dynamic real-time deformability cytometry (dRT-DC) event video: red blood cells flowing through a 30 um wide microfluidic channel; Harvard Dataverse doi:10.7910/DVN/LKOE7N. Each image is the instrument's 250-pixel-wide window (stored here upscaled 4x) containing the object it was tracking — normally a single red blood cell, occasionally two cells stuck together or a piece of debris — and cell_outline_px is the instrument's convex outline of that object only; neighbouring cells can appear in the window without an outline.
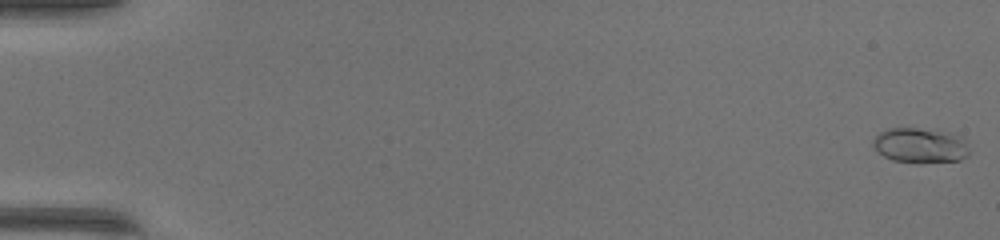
{"species": "common noctule bat (a hibernating species)", "species_latin": "Nyctalus noctula", "temperature_condition": "warm", "stored_images_in_passage": 50, "camera_frame_rate_fps": 3000, "um_per_image_px": 0.085, "animal": {"sex": "female", "body_mass_g": 17.0, "forearm_length_mm": 48.0}, "frame": {"image": 1, "passage_image": 1, "time_ms": 0.0, "image_size_px": [1000, 240], "cell_outline_px": [[968, 156], [960, 160], [892, 160], [884, 156], [872, 144], [872, 140], [880, 132], [888, 128], [916, 128], [948, 132], [964, 136], [968, 148]], "centroid_in_image_um": [78.24, 12.3], "position_along_channel_um": 6.8, "area_um2": 18.96}}
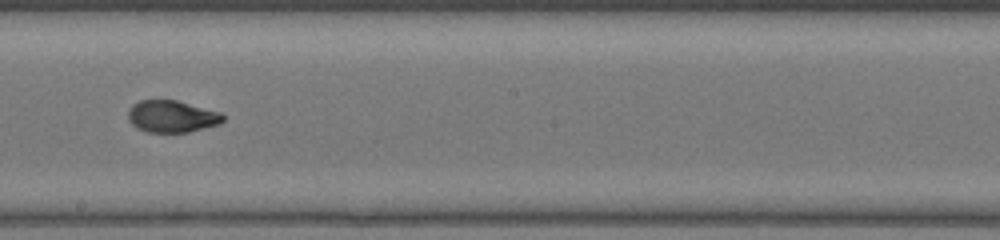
{"frame": {"image": 2, "passage_image": 30, "time_ms": 9.667, "image_size_px": [1000, 240], "cell_outline_px": [[224, 120], [220, 124], [188, 132], [148, 132], [136, 128], [128, 120], [128, 108], [132, 104], [140, 100], [176, 100], [220, 112], [224, 116]], "centroid_in_image_um": [14.58, 9.89], "position_along_channel_um": 233.6, "area_um2": 17.74}}
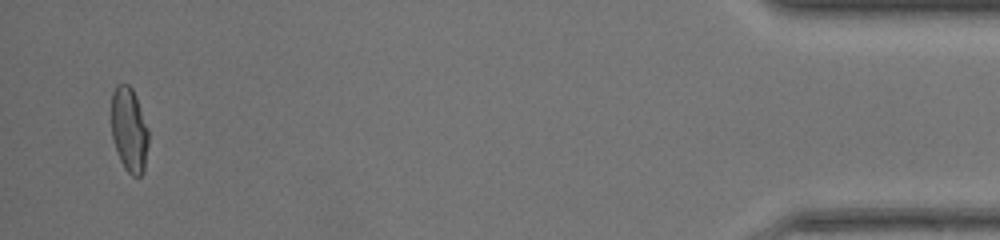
{"frame": {"image": 3, "passage_image": 49, "time_ms": 16.0, "image_size_px": [1000, 240], "cell_outline_px": [[148, 144], [144, 172], [140, 176], [132, 176], [124, 168], [120, 160], [112, 140], [112, 92], [116, 84], [128, 84], [132, 88], [136, 96], [148, 128]], "centroid_in_image_um": [10.98, 11.04], "position_along_channel_um": 424.2, "area_um2": 18.44}, "authors_computed_cell_mechanics": {"area_um2": 18.1203, "velocity_mm_per_s": 4.272, "shape_relaxation_time_tau1_ms": 6.9802, "shape_relaxation_time_tau2_ms": 1.0243, "deformation_change_tau1": 0.3036, "deformation_change_tau2": 0.0531}}